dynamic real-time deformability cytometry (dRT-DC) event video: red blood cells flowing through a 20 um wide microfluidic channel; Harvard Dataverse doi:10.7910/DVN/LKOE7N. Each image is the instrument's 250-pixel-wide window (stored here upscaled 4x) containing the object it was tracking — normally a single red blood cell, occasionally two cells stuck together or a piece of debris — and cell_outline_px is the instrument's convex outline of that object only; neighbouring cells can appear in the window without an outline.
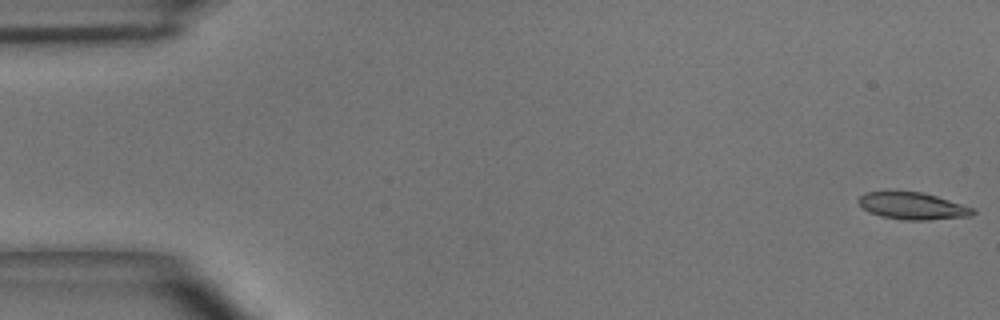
{"species": "common noctule bat (a hibernating species)", "species_latin": "Nyctalus noctula", "temperature_condition": "room temperature", "stored_images_in_passage": 49, "camera_frame_rate_fps": 3000, "um_per_image_px": 0.085, "animal": {"sex": "male", "body_mass_g": 15.6}, "frame": {"image": 1, "passage_image": 1, "time_ms": 0.0, "image_size_px": [1000, 320], "cell_outline_px": [[976, 212], [972, 216], [928, 220], [904, 220], [880, 216], [868, 212], [856, 200], [864, 192], [920, 192], [936, 196], [972, 208]], "centroid_in_image_um": [77.54, 17.52], "position_along_channel_um": 7.5, "area_um2": 17.8}}
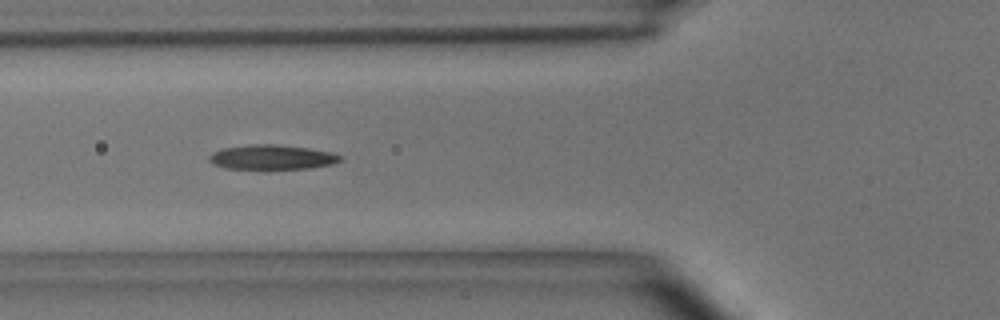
{"frame": {"image": 2, "passage_image": 18, "time_ms": 5.667, "image_size_px": [1000, 320], "cell_outline_px": [[340, 160], [332, 164], [312, 168], [264, 172], [228, 168], [212, 164], [208, 160], [208, 156], [212, 152], [224, 148], [252, 144], [276, 144], [308, 148], [332, 152], [340, 156]], "centroid_in_image_um": [23.07, 13.41], "position_along_channel_um": 102.7, "area_um2": 19.77}}
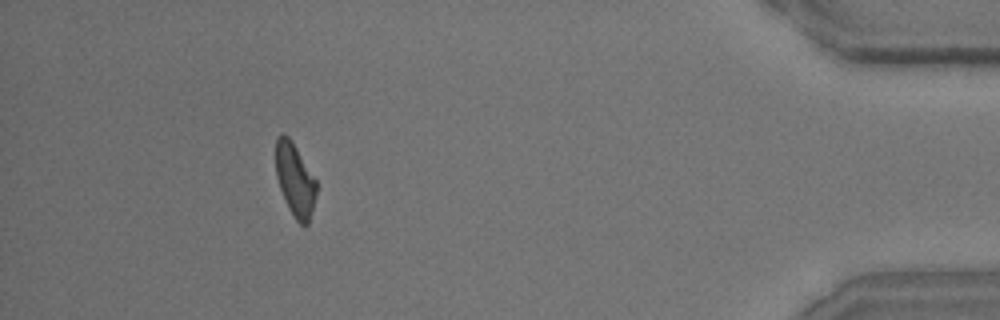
{"frame": {"image": 3, "passage_image": 45, "time_ms": 14.667, "image_size_px": [1000, 320], "cell_outline_px": [[316, 192], [308, 224], [304, 228], [296, 220], [288, 208], [284, 200], [276, 176], [276, 136], [280, 132], [284, 132], [292, 140], [316, 180]], "centroid_in_image_um": [25.05, 15.26], "position_along_channel_um": 410.1, "area_um2": 17.34}, "authors_computed_cell_mechanics": {"area_um2": 18.2648, "velocity_mm_per_s": 4.0474, "shape_relaxation_time_tau1_ms": 10.3506, "shape_relaxation_time_tau2_ms": 5.6118, "deformation_change_tau1": 0.2577, "deformation_change_tau2": 0.1689}}